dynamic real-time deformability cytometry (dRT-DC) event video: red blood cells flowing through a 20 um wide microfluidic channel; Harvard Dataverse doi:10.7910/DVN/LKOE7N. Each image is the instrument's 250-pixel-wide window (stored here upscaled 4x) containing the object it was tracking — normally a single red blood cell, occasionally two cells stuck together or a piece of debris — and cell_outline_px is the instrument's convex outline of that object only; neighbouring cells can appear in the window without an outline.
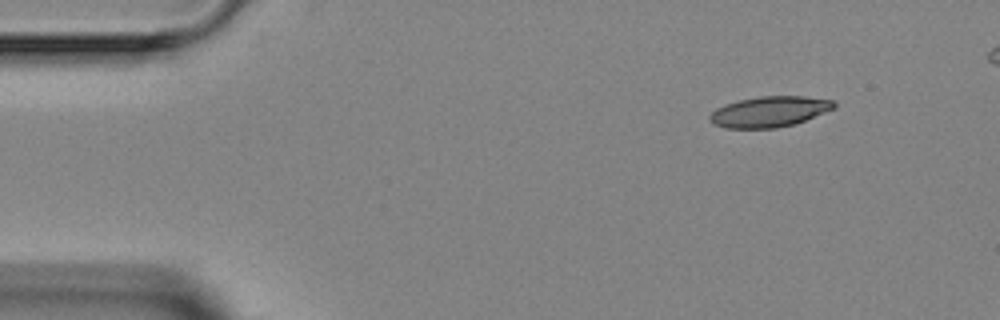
{"species": "Egyptian fruit bat (a non-hibernating species)", "species_latin": "Rousettus aegyptiacus", "temperature_condition": "room temperature", "stored_images_in_passage": 4, "camera_frame_rate_fps": 3000, "um_per_image_px": 0.085, "animal": {"sex": "female"}, "frame": {"image": 1, "passage_image": 1, "time_ms": 0.0, "image_size_px": [1000, 320], "cell_outline_px": [[836, 108], [804, 120], [792, 124], [776, 128], [724, 128], [712, 124], [708, 120], [708, 116], [716, 108], [724, 104], [740, 100], [760, 96], [804, 96], [832, 100], [836, 104]], "centroid_in_image_um": [65.36, 9.49], "position_along_channel_um": 19.6, "area_um2": 22.2}}